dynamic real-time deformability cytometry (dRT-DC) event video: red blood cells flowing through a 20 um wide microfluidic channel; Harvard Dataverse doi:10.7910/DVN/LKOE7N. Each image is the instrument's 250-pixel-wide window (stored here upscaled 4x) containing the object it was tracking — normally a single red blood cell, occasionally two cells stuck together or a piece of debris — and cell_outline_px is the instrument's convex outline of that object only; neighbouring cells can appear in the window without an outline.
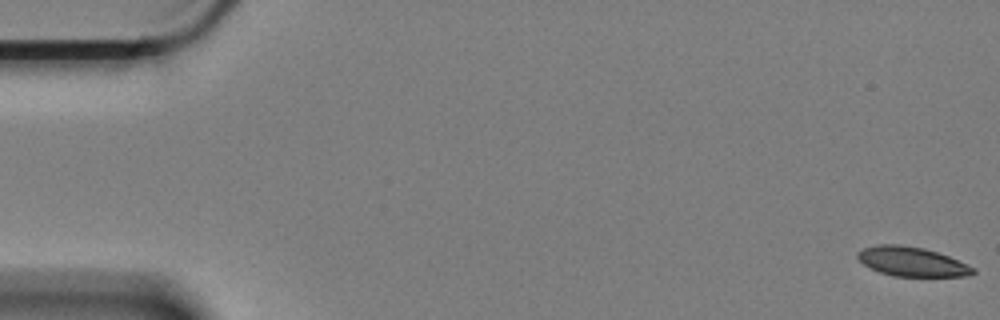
{"species": "Egyptian fruit bat (a non-hibernating species)", "species_latin": "Rousettus aegyptiacus", "temperature_condition": "cold", "stored_images_in_passage": 10, "camera_frame_rate_fps": 3000, "um_per_image_px": 0.085, "animal": {"sex": "female"}, "frame": {"image": 1, "passage_image": 1, "time_ms": 0.0, "image_size_px": [1000, 320], "cell_outline_px": [[976, 272], [968, 276], [892, 276], [880, 272], [864, 264], [856, 256], [856, 252], [864, 248], [876, 244], [900, 244], [924, 248], [948, 256], [976, 268]], "centroid_in_image_um": [77.5, 22.23], "position_along_channel_um": 7.5, "area_um2": 19.71}}